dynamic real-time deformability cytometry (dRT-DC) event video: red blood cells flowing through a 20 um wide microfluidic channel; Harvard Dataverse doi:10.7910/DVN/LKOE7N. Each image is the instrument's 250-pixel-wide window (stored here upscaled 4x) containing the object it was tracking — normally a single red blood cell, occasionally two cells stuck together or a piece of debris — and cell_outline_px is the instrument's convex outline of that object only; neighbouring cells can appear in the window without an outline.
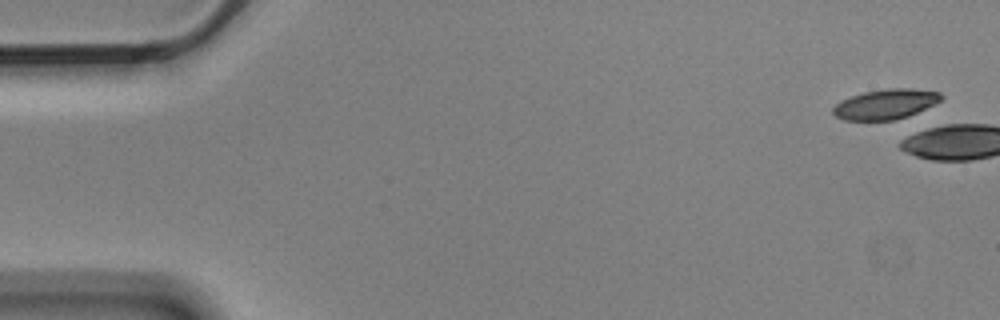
{"species": "Egyptian fruit bat (a non-hibernating species)", "species_latin": "Rousettus aegyptiacus", "temperature_condition": "cold", "stored_images_in_passage": 4, "camera_frame_rate_fps": 3000, "um_per_image_px": 0.085, "animal": {"sex": "male"}, "frame": {"image": 1, "passage_image": 1, "time_ms": 0.0, "image_size_px": [1000, 320], "cell_outline_px": [[944, 96], [940, 100], [908, 116], [896, 120], [844, 120], [836, 116], [832, 112], [832, 108], [836, 104], [852, 96], [864, 92], [892, 88], [912, 88], [940, 92]], "centroid_in_image_um": [75.27, 8.85], "position_along_channel_um": 9.7, "area_um2": 18.61}}